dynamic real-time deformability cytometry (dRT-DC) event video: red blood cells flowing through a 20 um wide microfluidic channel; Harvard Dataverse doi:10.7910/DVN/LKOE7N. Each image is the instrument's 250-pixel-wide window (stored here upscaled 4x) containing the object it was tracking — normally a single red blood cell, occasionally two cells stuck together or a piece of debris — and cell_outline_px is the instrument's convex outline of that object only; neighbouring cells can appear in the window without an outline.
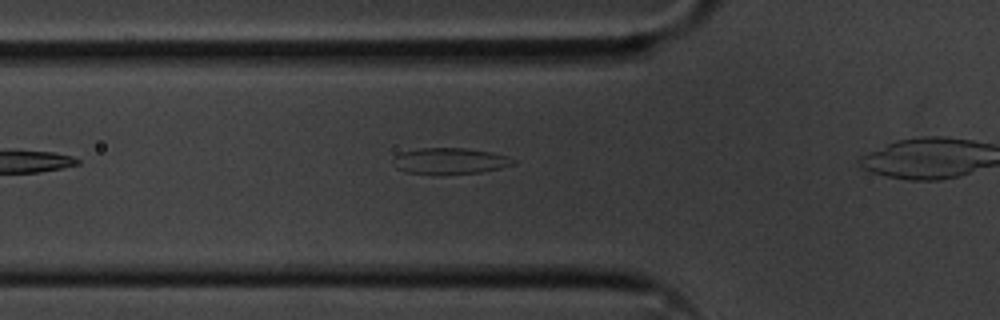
{"species": "common noctule bat (a hibernating species)", "species_latin": "Nyctalus noctula", "temperature_condition": "cold", "stored_images_in_passage": 23, "segment_of_instrument_passage": [1, 2], "camera_frame_rate_fps": 3000, "um_per_image_px": 0.085, "animal": {"sex": "male", "body_mass_g": 20.1, "forearm_length_mm": 53.5}, "frame": {"image": 1, "passage_image": 2, "time_ms": 0.333, "image_size_px": [1000, 320], "cell_outline_px": [[516, 164], [500, 168], [480, 172], [432, 176], [404, 172], [396, 168], [392, 156], [400, 152], [420, 148], [464, 148], [492, 152], [516, 160]], "centroid_in_image_um": [38.17, 13.71], "position_along_channel_um": 87.6, "area_um2": 18.79}}
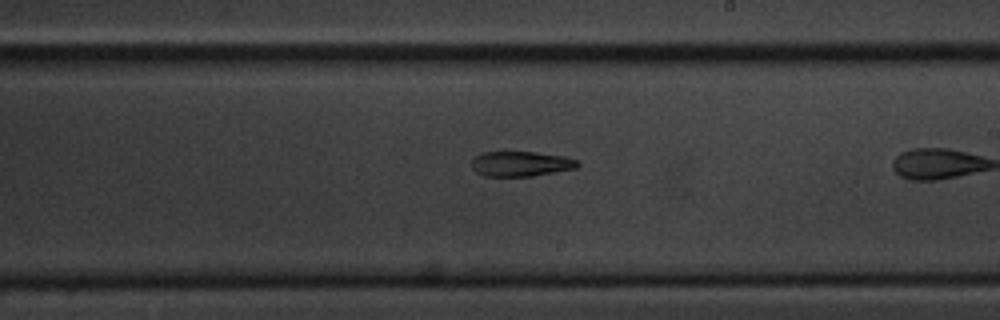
{"frame": {"image": 2, "passage_image": 12, "time_ms": 3.667, "image_size_px": [1000, 320], "cell_outline_px": [[580, 164], [576, 168], [532, 176], [484, 176], [476, 172], [472, 168], [472, 160], [480, 152], [536, 152], [564, 156], [576, 160]], "centroid_in_image_um": [44.25, 13.92], "position_along_channel_um": 244.7, "area_um2": 15.43}}
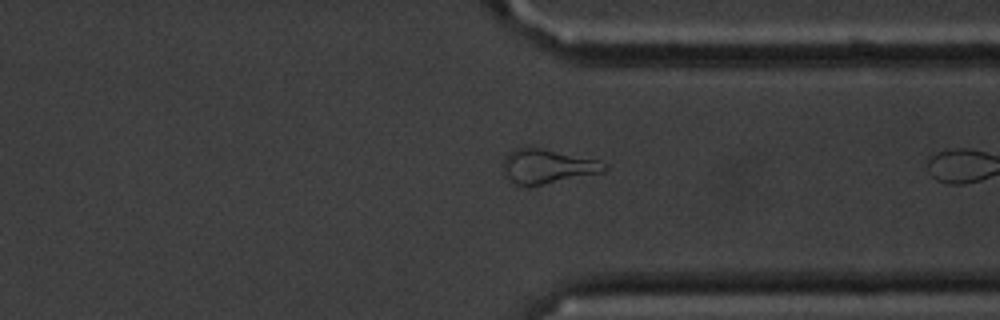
{"frame": {"image": 3, "passage_image": 22, "time_ms": 7.0, "image_size_px": [1000, 320], "cell_outline_px": [[608, 168], [604, 172], [528, 188], [516, 184], [508, 180], [504, 176], [504, 156], [508, 152], [524, 144], [596, 160], [604, 164]], "centroid_in_image_um": [46.44, 14.15], "position_along_channel_um": 365.0, "area_um2": 20.75}}